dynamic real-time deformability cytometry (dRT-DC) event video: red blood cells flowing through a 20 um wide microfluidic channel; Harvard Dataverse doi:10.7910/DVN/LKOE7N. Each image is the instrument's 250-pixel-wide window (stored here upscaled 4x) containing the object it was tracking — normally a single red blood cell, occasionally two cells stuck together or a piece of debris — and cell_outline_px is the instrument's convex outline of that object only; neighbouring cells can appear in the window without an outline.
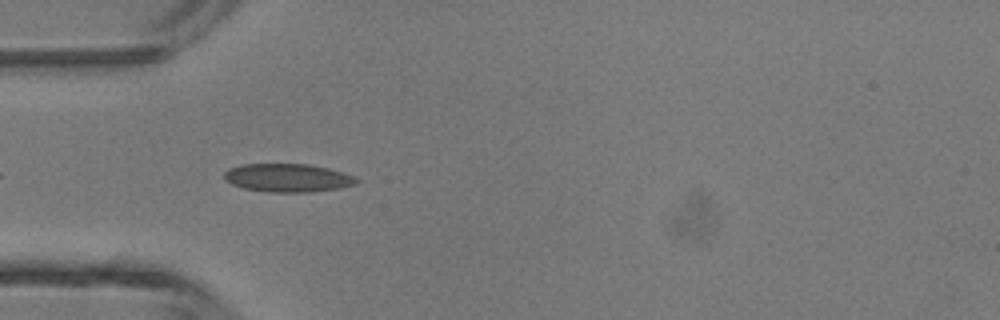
{"species": "common noctule bat (a hibernating species)", "species_latin": "Nyctalus noctula", "temperature_condition": "room temperature", "stored_images_in_passage": 5, "camera_frame_rate_fps": 3000, "um_per_image_px": 0.085, "animal": {"sex": "male", "body_mass_g": 13.3}, "frame": {"image": 1, "passage_image": 4, "time_ms": 1.0, "image_size_px": [1000, 320], "cell_outline_px": [[360, 180], [356, 184], [340, 188], [308, 192], [268, 192], [244, 188], [232, 184], [224, 180], [224, 172], [228, 168], [244, 164], [308, 164], [328, 168], [344, 172]], "centroid_in_image_um": [24.45, 15.11], "position_along_channel_um": 60.6, "area_um2": 21.85}}
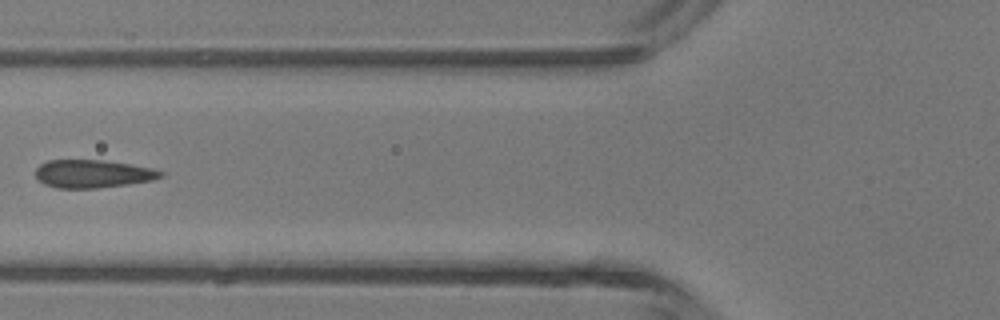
{"frame": {"image": 2, "passage_image": 5, "time_ms": 1.333, "image_size_px": [1000, 320], "cell_outline_px": [[164, 176], [152, 180], [128, 184], [96, 188], [56, 188], [44, 184], [36, 180], [36, 168], [40, 164], [48, 160], [100, 160], [132, 164], [152, 168], [164, 172]], "centroid_in_image_um": [7.87, 14.77], "position_along_channel_um": 117.9, "area_um2": 20.52}}